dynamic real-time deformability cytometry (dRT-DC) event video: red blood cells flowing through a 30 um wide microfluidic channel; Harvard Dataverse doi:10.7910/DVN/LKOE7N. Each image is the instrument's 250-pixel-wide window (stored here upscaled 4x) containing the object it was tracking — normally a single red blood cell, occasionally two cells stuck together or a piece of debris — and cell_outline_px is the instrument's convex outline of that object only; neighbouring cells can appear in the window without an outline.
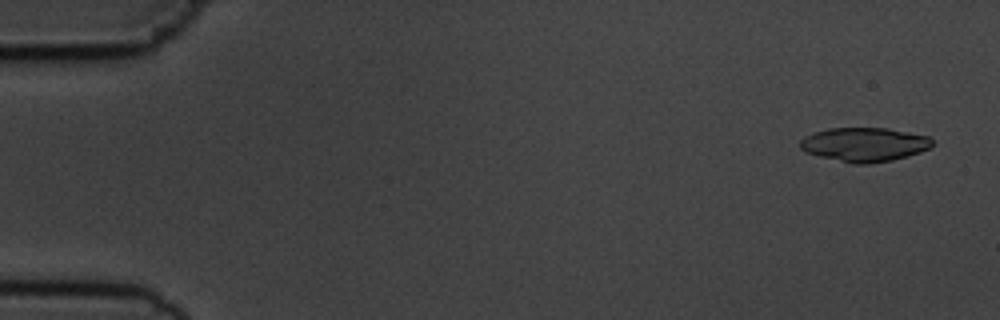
{"species": "common noctule bat (a hibernating species)", "species_latin": "Nyctalus noctula", "temperature_condition": "cold", "stored_images_in_passage": 6, "camera_frame_rate_fps": 3000, "um_per_image_px": 0.085, "animal": {"sex": "male", "body_mass_g": 19.5, "forearm_length_mm": 54.6}, "frame": {"image": 1, "passage_image": 1, "time_ms": 0.0, "image_size_px": [1000, 320], "cell_outline_px": [[936, 144], [920, 152], [908, 156], [892, 160], [868, 164], [852, 164], [804, 152], [800, 148], [800, 140], [804, 136], [828, 128], [888, 128], [928, 136]], "centroid_in_image_um": [73.47, 12.28], "position_along_channel_um": 11.5, "area_um2": 26.3}}